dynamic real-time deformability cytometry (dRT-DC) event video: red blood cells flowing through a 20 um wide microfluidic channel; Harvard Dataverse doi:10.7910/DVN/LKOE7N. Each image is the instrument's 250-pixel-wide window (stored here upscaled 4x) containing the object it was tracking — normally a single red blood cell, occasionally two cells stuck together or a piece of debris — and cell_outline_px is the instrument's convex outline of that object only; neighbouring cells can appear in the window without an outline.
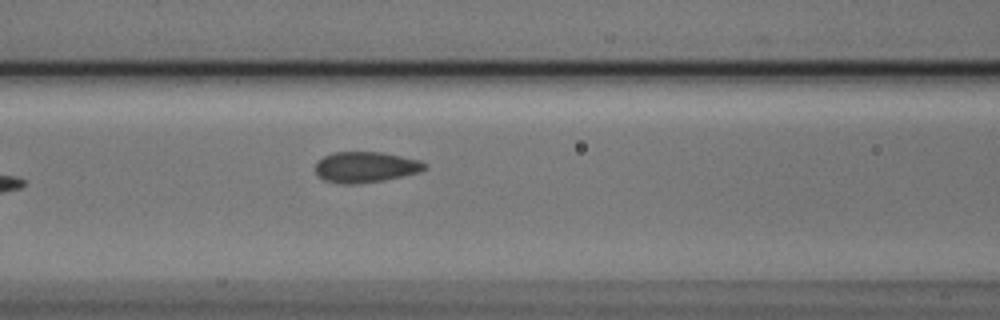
{"species": "Egyptian fruit bat (a non-hibernating species)", "species_latin": "Rousettus aegyptiacus", "temperature_condition": "cold", "stored_images_in_passage": 6, "camera_frame_rate_fps": 3000, "um_per_image_px": 0.085, "animal": {"sex": "male"}, "frame": {"image": 1, "passage_image": 6, "time_ms": 1.667, "image_size_px": [1000, 320], "cell_outline_px": [[428, 168], [420, 172], [404, 176], [384, 180], [360, 184], [340, 184], [324, 180], [316, 172], [316, 160], [332, 152], [380, 152], [420, 160], [428, 164]], "centroid_in_image_um": [31.09, 14.21], "position_along_channel_um": 135.5, "area_um2": 19.83}}